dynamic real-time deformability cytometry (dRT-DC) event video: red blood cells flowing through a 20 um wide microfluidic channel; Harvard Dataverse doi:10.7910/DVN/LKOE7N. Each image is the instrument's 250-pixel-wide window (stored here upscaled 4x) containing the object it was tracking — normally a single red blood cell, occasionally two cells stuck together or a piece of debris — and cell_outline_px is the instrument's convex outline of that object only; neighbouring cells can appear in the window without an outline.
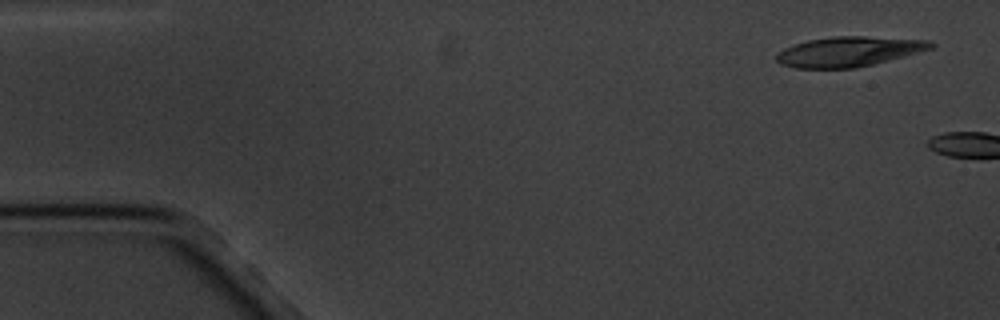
{"species": "common noctule bat (a hibernating species)", "species_latin": "Nyctalus noctula", "temperature_condition": "cold", "stored_images_in_passage": 2, "camera_frame_rate_fps": 3000, "um_per_image_px": 0.085, "animal": {"sex": "male", "body_mass_g": 20.1, "forearm_length_mm": 53.5}, "frame": {"image": 1, "passage_image": 1, "time_ms": 0.0, "image_size_px": [1000, 320], "cell_outline_px": [[936, 48], [856, 68], [796, 68], [780, 64], [776, 60], [776, 56], [784, 48], [792, 44], [808, 40], [832, 36], [864, 36], [932, 40], [936, 44]], "centroid_in_image_um": [72.19, 4.37], "position_along_channel_um": 12.8, "area_um2": 27.11}}